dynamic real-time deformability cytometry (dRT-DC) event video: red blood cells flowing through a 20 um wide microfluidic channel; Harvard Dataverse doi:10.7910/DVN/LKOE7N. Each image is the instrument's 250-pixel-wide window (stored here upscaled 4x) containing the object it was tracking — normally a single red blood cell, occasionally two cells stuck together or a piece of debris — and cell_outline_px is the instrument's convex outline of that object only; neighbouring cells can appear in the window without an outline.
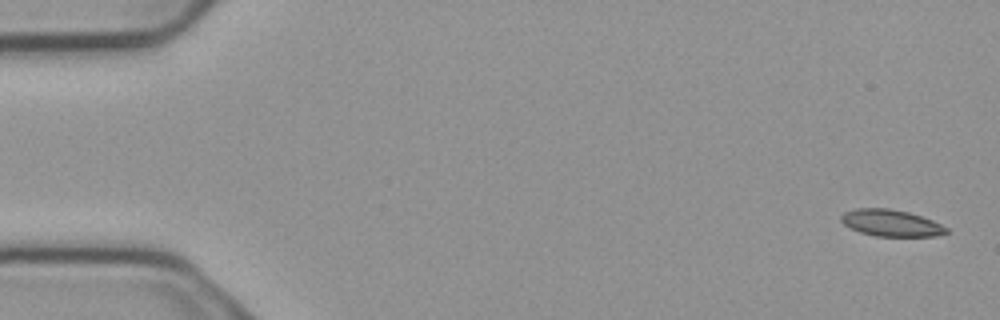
{"species": "common noctule bat (a hibernating species)", "species_latin": "Nyctalus noctula", "temperature_condition": "cold", "stored_images_in_passage": 5, "camera_frame_rate_fps": 3000, "um_per_image_px": 0.085, "animal": {"sex": "male", "body_mass_g": 23.1, "forearm_length_mm": 52.7}, "frame": {"image": 1, "passage_image": 1, "time_ms": 0.0, "image_size_px": [1000, 320], "cell_outline_px": [[948, 232], [936, 236], [876, 236], [860, 232], [844, 224], [840, 220], [840, 216], [844, 212], [856, 208], [888, 208], [908, 212], [932, 220], [948, 228]], "centroid_in_image_um": [75.72, 18.95], "position_along_channel_um": 9.3, "area_um2": 16.24}}
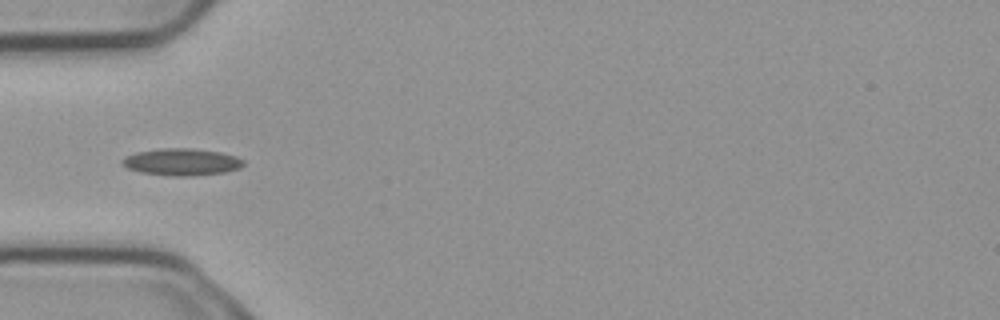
{"frame": {"image": 2, "passage_image": 5, "time_ms": 1.333, "image_size_px": [1000, 320], "cell_outline_px": [[244, 164], [240, 168], [224, 172], [188, 176], [172, 176], [140, 172], [128, 168], [120, 164], [120, 160], [124, 156], [136, 152], [160, 148], [192, 148], [220, 152], [236, 156], [244, 160]], "centroid_in_image_um": [15.41, 13.76], "position_along_channel_um": 69.6, "area_um2": 19.19}}